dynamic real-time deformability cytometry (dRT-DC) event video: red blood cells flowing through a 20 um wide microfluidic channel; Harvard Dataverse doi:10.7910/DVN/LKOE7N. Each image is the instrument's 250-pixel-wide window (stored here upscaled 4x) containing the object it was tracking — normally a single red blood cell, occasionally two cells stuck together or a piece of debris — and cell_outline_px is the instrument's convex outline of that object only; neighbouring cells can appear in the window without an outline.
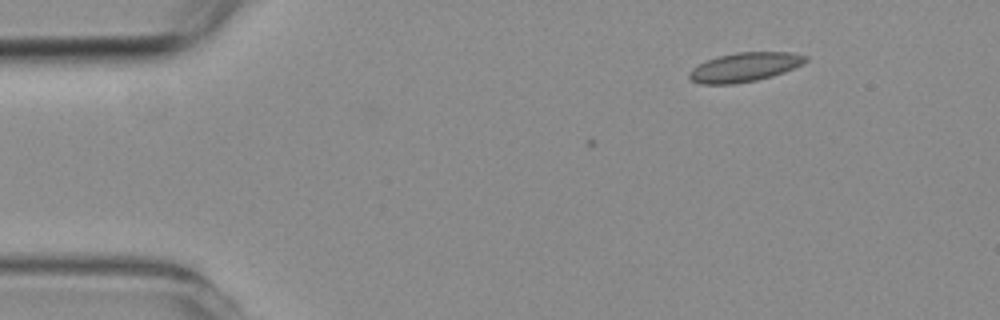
{"species": "common noctule bat (a hibernating species)", "species_latin": "Nyctalus noctula", "temperature_condition": "room temperature", "stored_images_in_passage": 3, "camera_frame_rate_fps": 3000, "um_per_image_px": 0.085, "animal": {"sex": "female", "body_mass_g": 19.3, "forearm_length_mm": 54.1}, "frame": {"image": 1, "passage_image": 1, "time_ms": 0.0, "image_size_px": [1000, 320], "cell_outline_px": [[808, 60], [804, 64], [784, 72], [772, 76], [756, 80], [732, 84], [700, 84], [692, 80], [688, 76], [688, 72], [692, 68], [708, 60], [720, 56], [736, 52], [788, 52], [808, 56]], "centroid_in_image_um": [63.32, 5.71], "position_along_channel_um": 21.7, "area_um2": 19.65}}